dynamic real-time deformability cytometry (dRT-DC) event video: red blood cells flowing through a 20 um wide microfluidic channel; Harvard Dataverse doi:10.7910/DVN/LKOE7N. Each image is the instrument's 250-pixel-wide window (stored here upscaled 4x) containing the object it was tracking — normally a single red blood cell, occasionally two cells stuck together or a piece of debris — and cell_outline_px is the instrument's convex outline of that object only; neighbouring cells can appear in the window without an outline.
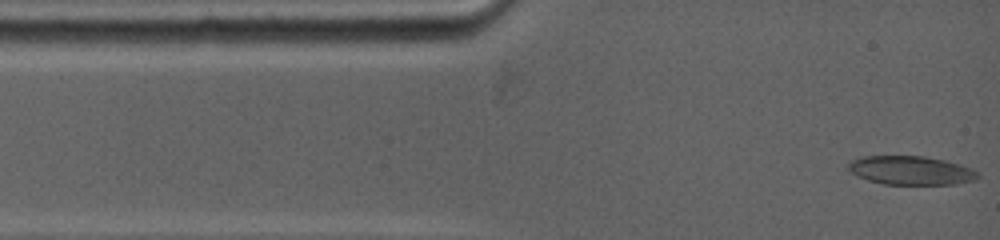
{"species": "common noctule bat (a hibernating species)", "species_latin": "Nyctalus noctula", "temperature_condition": "warm", "stored_images_in_passage": 26, "camera_frame_rate_fps": 5000, "um_per_image_px": 0.085, "animal": {"sex": "female", "body_mass_g": 19.0, "forearm_length_mm": 53.3}, "frame": {"image": 1, "passage_image": 1, "time_ms": 0.0, "image_size_px": [1000, 240], "cell_outline_px": [[980, 176], [976, 180], [956, 184], [884, 184], [868, 180], [852, 172], [848, 168], [848, 160], [860, 156], [924, 156], [944, 160], [960, 164], [972, 168]], "centroid_in_image_um": [77.43, 14.47], "position_along_channel_um": 7.6, "area_um2": 21.73}}
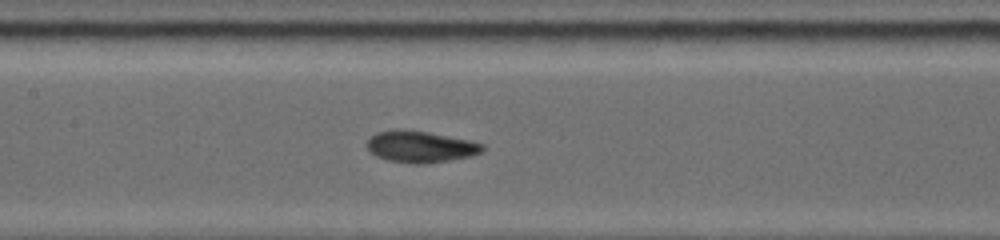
{"frame": {"image": 2, "passage_image": 15, "time_ms": 5.4, "image_size_px": [1000, 240], "cell_outline_px": [[484, 148], [480, 152], [472, 156], [428, 164], [412, 164], [388, 160], [376, 156], [364, 144], [376, 132], [392, 128], [404, 128], [428, 132], [468, 140], [484, 144]], "centroid_in_image_um": [35.7, 12.46], "position_along_channel_um": 171.7, "area_um2": 21.5}}
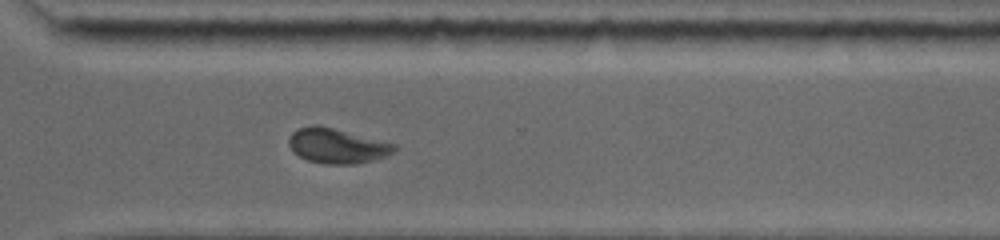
{"frame": {"image": 3, "passage_image": 26, "time_ms": 9.8, "image_size_px": [1000, 240], "cell_outline_px": [[396, 148], [388, 156], [356, 164], [324, 164], [308, 160], [292, 152], [288, 144], [288, 140], [292, 132], [300, 128], [312, 124], [320, 124], [396, 144]], "centroid_in_image_um": [28.62, 12.39], "position_along_channel_um": 342.0, "area_um2": 21.62}}